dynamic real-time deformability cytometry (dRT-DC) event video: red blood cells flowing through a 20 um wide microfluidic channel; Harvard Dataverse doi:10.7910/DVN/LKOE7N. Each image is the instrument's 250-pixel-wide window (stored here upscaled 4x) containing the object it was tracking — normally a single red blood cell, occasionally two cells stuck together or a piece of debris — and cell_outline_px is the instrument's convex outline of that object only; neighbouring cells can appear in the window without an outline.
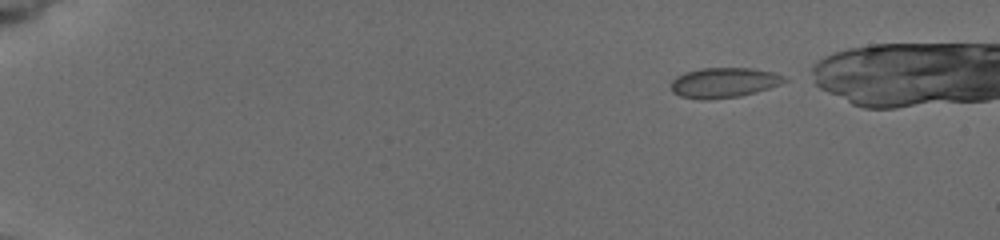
{"species": "common noctule bat (a hibernating species)", "species_latin": "Nyctalus noctula", "temperature_condition": "cold", "stored_images_in_passage": 47, "camera_frame_rate_fps": 3000, "um_per_image_px": 0.085, "animal": {"sex": "female", "body_mass_g": 19.5, "forearm_length_mm": 54.1}, "frame": {"image": 1, "passage_image": 2, "time_ms": 0.333, "image_size_px": [1000, 240], "cell_outline_px": [[788, 80], [780, 84], [756, 92], [740, 96], [704, 100], [700, 100], [680, 96], [672, 92], [672, 80], [676, 76], [684, 72], [700, 68], [752, 68], [772, 72], [784, 76]], "centroid_in_image_um": [61.51, 7.02], "position_along_channel_um": 23.5, "area_um2": 19.88}}
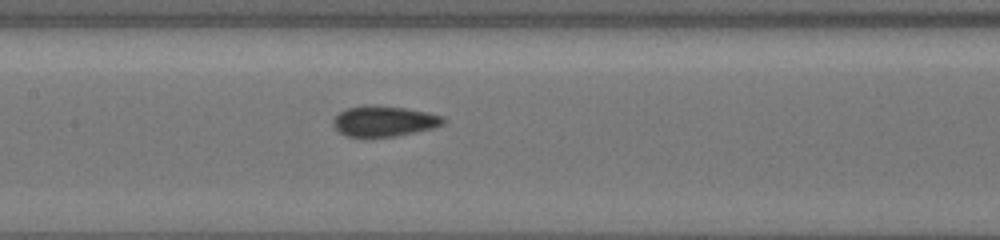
{"frame": {"image": 2, "passage_image": 24, "time_ms": 7.333, "image_size_px": [1000, 240], "cell_outline_px": [[444, 124], [432, 128], [396, 136], [348, 136], [340, 132], [332, 124], [332, 120], [340, 112], [348, 108], [364, 104], [404, 108], [428, 112], [444, 116]], "centroid_in_image_um": [32.65, 10.28], "position_along_channel_um": 174.8, "area_um2": 19.36}}
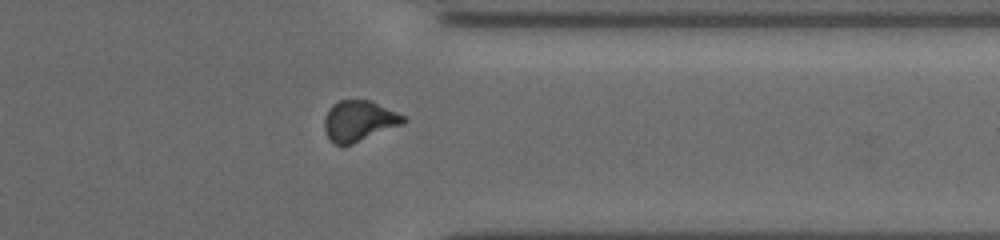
{"frame": {"image": 3, "passage_image": 41, "time_ms": 12.667, "image_size_px": [1000, 240], "cell_outline_px": [[408, 120], [404, 124], [352, 144], [336, 144], [328, 136], [324, 128], [324, 120], [328, 108], [332, 104], [340, 100], [372, 100], [404, 116]], "centroid_in_image_um": [30.54, 10.25], "position_along_channel_um": 380.9, "area_um2": 18.67}}